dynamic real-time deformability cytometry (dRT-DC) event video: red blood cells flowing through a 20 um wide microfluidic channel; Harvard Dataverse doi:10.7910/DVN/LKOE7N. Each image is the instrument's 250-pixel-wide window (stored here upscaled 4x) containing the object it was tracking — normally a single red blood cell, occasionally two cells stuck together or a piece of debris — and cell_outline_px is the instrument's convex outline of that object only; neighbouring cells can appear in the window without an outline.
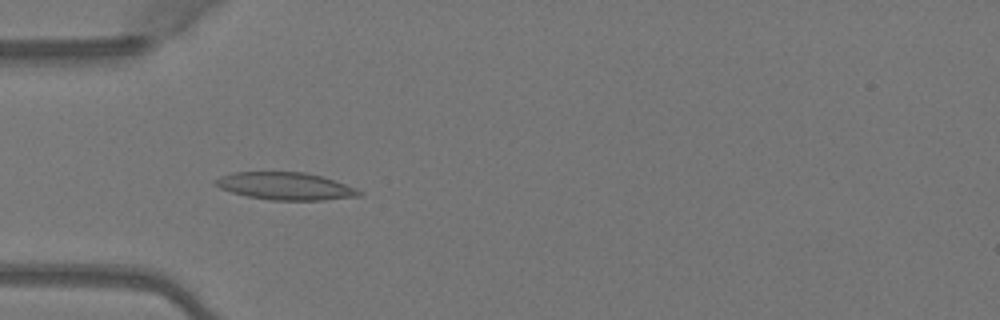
{"species": "Egyptian fruit bat (a non-hibernating species)", "species_latin": "Rousettus aegyptiacus", "temperature_condition": "warm", "stored_images_in_passage": 4, "camera_frame_rate_fps": 3000, "um_per_image_px": 0.085, "animal": {"sex": "female"}, "frame": {"image": 1, "passage_image": 4, "time_ms": 1.0, "image_size_px": [1000, 320], "cell_outline_px": [[364, 192], [360, 196], [324, 200], [272, 200], [248, 196], [232, 192], [220, 188], [212, 184], [212, 180], [220, 176], [232, 172], [304, 172], [320, 176], [356, 188]], "centroid_in_image_um": [24.22, 15.82], "position_along_channel_um": 60.8, "area_um2": 22.95}}